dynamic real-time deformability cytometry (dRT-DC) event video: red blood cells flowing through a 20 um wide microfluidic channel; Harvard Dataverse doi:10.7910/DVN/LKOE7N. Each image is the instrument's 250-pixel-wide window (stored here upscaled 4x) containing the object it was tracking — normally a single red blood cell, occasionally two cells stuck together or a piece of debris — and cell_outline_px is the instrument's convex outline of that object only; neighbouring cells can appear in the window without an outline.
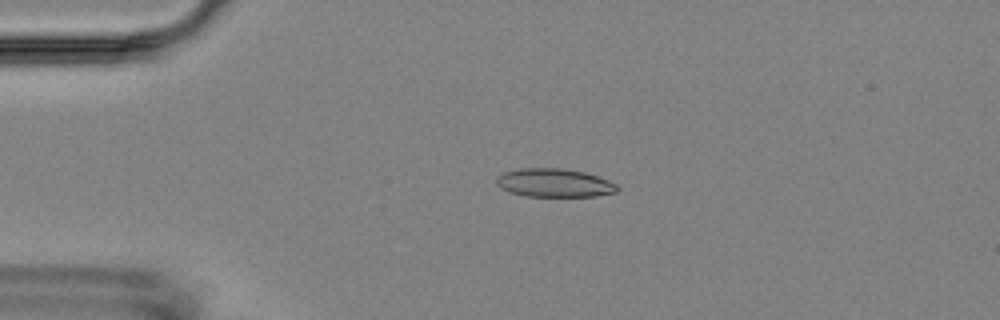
{"species": "Egyptian fruit bat (a non-hibernating species)", "species_latin": "Rousettus aegyptiacus", "temperature_condition": "room temperature", "stored_images_in_passage": 3, "camera_frame_rate_fps": 3000, "um_per_image_px": 0.085, "animal": {"sex": "female"}, "frame": {"image": 1, "passage_image": 2, "time_ms": 1.333, "image_size_px": [1000, 320], "cell_outline_px": [[620, 188], [616, 192], [596, 196], [524, 196], [508, 192], [500, 188], [496, 184], [496, 176], [504, 172], [520, 168], [564, 168], [584, 172], [608, 180], [616, 184]], "centroid_in_image_um": [47.08, 15.54], "position_along_channel_um": 37.9, "area_um2": 20.17}}